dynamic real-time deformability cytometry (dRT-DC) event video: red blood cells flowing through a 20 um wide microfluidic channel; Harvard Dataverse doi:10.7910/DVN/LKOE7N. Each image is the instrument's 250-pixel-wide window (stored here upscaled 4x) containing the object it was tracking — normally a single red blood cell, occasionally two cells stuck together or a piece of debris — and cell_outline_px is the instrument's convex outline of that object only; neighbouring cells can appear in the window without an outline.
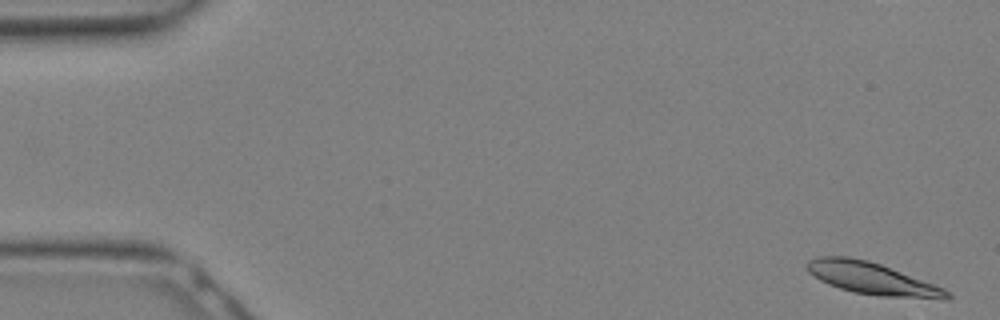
{"species": "Egyptian fruit bat (a non-hibernating species)", "species_latin": "Rousettus aegyptiacus", "temperature_condition": "warm", "stored_images_in_passage": 12, "camera_frame_rate_fps": 3000, "um_per_image_px": 0.085, "animal": {"sex": "female"}, "frame": {"image": 1, "passage_image": 1, "time_ms": 0.0, "image_size_px": [1000, 320], "cell_outline_px": [[952, 296], [944, 300], [880, 296], [852, 292], [828, 284], [820, 280], [808, 272], [808, 260], [816, 256], [848, 256], [868, 260], [880, 264], [944, 288]], "centroid_in_image_um": [74.12, 23.68], "position_along_channel_um": 10.9, "area_um2": 26.07}}
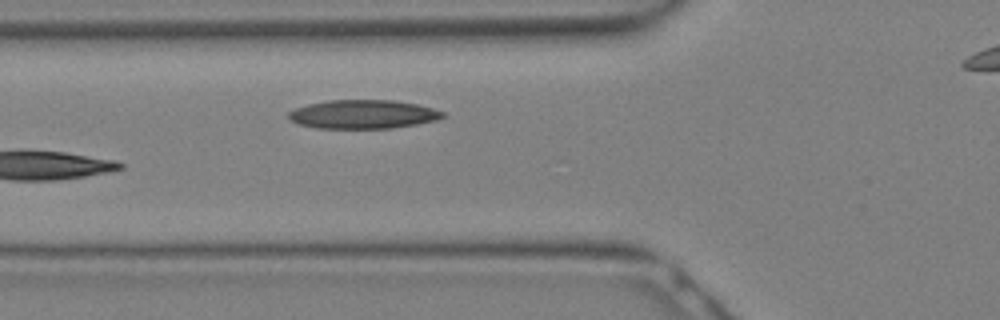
{"frame": {"image": 2, "passage_image": 12, "time_ms": 3.667, "image_size_px": [1000, 320], "cell_outline_px": [[444, 116], [436, 120], [416, 124], [392, 128], [316, 128], [296, 124], [288, 120], [288, 112], [296, 108], [308, 104], [328, 100], [392, 100], [416, 104], [432, 108], [444, 112]], "centroid_in_image_um": [30.8, 9.72], "position_along_channel_um": 95.0, "area_um2": 25.84}}